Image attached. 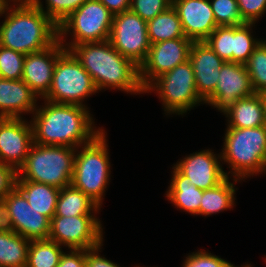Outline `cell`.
<instances>
[{"instance_id": "cell-4", "label": "cell", "mask_w": 266, "mask_h": 267, "mask_svg": "<svg viewBox=\"0 0 266 267\" xmlns=\"http://www.w3.org/2000/svg\"><path fill=\"white\" fill-rule=\"evenodd\" d=\"M220 152L230 168L227 177L242 181L266 174V125L255 128H226Z\"/></svg>"}, {"instance_id": "cell-19", "label": "cell", "mask_w": 266, "mask_h": 267, "mask_svg": "<svg viewBox=\"0 0 266 267\" xmlns=\"http://www.w3.org/2000/svg\"><path fill=\"white\" fill-rule=\"evenodd\" d=\"M173 7L192 41H205L218 27L209 0H179Z\"/></svg>"}, {"instance_id": "cell-37", "label": "cell", "mask_w": 266, "mask_h": 267, "mask_svg": "<svg viewBox=\"0 0 266 267\" xmlns=\"http://www.w3.org/2000/svg\"><path fill=\"white\" fill-rule=\"evenodd\" d=\"M239 12L246 23H256L266 13V0H237Z\"/></svg>"}, {"instance_id": "cell-8", "label": "cell", "mask_w": 266, "mask_h": 267, "mask_svg": "<svg viewBox=\"0 0 266 267\" xmlns=\"http://www.w3.org/2000/svg\"><path fill=\"white\" fill-rule=\"evenodd\" d=\"M152 92L157 93L164 114L168 116L177 114L183 117L186 112L205 103L197 93L194 71L189 60L159 76L144 90V93Z\"/></svg>"}, {"instance_id": "cell-23", "label": "cell", "mask_w": 266, "mask_h": 267, "mask_svg": "<svg viewBox=\"0 0 266 267\" xmlns=\"http://www.w3.org/2000/svg\"><path fill=\"white\" fill-rule=\"evenodd\" d=\"M15 187L25 196L28 204L49 220L56 212L60 189L44 183L16 180Z\"/></svg>"}, {"instance_id": "cell-36", "label": "cell", "mask_w": 266, "mask_h": 267, "mask_svg": "<svg viewBox=\"0 0 266 267\" xmlns=\"http://www.w3.org/2000/svg\"><path fill=\"white\" fill-rule=\"evenodd\" d=\"M170 5L165 0H131L130 10L148 22Z\"/></svg>"}, {"instance_id": "cell-12", "label": "cell", "mask_w": 266, "mask_h": 267, "mask_svg": "<svg viewBox=\"0 0 266 267\" xmlns=\"http://www.w3.org/2000/svg\"><path fill=\"white\" fill-rule=\"evenodd\" d=\"M97 216H53L49 240L68 249H90L104 242V228Z\"/></svg>"}, {"instance_id": "cell-32", "label": "cell", "mask_w": 266, "mask_h": 267, "mask_svg": "<svg viewBox=\"0 0 266 267\" xmlns=\"http://www.w3.org/2000/svg\"><path fill=\"white\" fill-rule=\"evenodd\" d=\"M217 26H238L246 22L239 12L237 0H209Z\"/></svg>"}, {"instance_id": "cell-18", "label": "cell", "mask_w": 266, "mask_h": 267, "mask_svg": "<svg viewBox=\"0 0 266 267\" xmlns=\"http://www.w3.org/2000/svg\"><path fill=\"white\" fill-rule=\"evenodd\" d=\"M189 61L193 67L197 93L205 102L215 91L220 69L225 61L205 41H193Z\"/></svg>"}, {"instance_id": "cell-13", "label": "cell", "mask_w": 266, "mask_h": 267, "mask_svg": "<svg viewBox=\"0 0 266 267\" xmlns=\"http://www.w3.org/2000/svg\"><path fill=\"white\" fill-rule=\"evenodd\" d=\"M193 41L186 37L151 44L145 62L139 67V80L145 90L156 78L189 60Z\"/></svg>"}, {"instance_id": "cell-31", "label": "cell", "mask_w": 266, "mask_h": 267, "mask_svg": "<svg viewBox=\"0 0 266 267\" xmlns=\"http://www.w3.org/2000/svg\"><path fill=\"white\" fill-rule=\"evenodd\" d=\"M32 0L57 26L87 0ZM46 7H44V4Z\"/></svg>"}, {"instance_id": "cell-26", "label": "cell", "mask_w": 266, "mask_h": 267, "mask_svg": "<svg viewBox=\"0 0 266 267\" xmlns=\"http://www.w3.org/2000/svg\"><path fill=\"white\" fill-rule=\"evenodd\" d=\"M30 240L0 224V267H26Z\"/></svg>"}, {"instance_id": "cell-24", "label": "cell", "mask_w": 266, "mask_h": 267, "mask_svg": "<svg viewBox=\"0 0 266 267\" xmlns=\"http://www.w3.org/2000/svg\"><path fill=\"white\" fill-rule=\"evenodd\" d=\"M233 182H231V180ZM242 180L226 177L220 184L214 188L203 190V196L200 202L199 215L211 216L216 213L224 212L225 210H233L236 205V184ZM221 211V212H220Z\"/></svg>"}, {"instance_id": "cell-33", "label": "cell", "mask_w": 266, "mask_h": 267, "mask_svg": "<svg viewBox=\"0 0 266 267\" xmlns=\"http://www.w3.org/2000/svg\"><path fill=\"white\" fill-rule=\"evenodd\" d=\"M205 42L221 59L232 62L233 26H218Z\"/></svg>"}, {"instance_id": "cell-25", "label": "cell", "mask_w": 266, "mask_h": 267, "mask_svg": "<svg viewBox=\"0 0 266 267\" xmlns=\"http://www.w3.org/2000/svg\"><path fill=\"white\" fill-rule=\"evenodd\" d=\"M100 209L88 195L68 185L60 189L54 216H96Z\"/></svg>"}, {"instance_id": "cell-38", "label": "cell", "mask_w": 266, "mask_h": 267, "mask_svg": "<svg viewBox=\"0 0 266 267\" xmlns=\"http://www.w3.org/2000/svg\"><path fill=\"white\" fill-rule=\"evenodd\" d=\"M17 171L0 162V202L15 187Z\"/></svg>"}, {"instance_id": "cell-6", "label": "cell", "mask_w": 266, "mask_h": 267, "mask_svg": "<svg viewBox=\"0 0 266 267\" xmlns=\"http://www.w3.org/2000/svg\"><path fill=\"white\" fill-rule=\"evenodd\" d=\"M76 148L33 143L16 180L44 183L62 189L71 185Z\"/></svg>"}, {"instance_id": "cell-14", "label": "cell", "mask_w": 266, "mask_h": 267, "mask_svg": "<svg viewBox=\"0 0 266 267\" xmlns=\"http://www.w3.org/2000/svg\"><path fill=\"white\" fill-rule=\"evenodd\" d=\"M254 93L246 66L225 61L220 69L215 91L205 104L223 114L237 100L252 96Z\"/></svg>"}, {"instance_id": "cell-9", "label": "cell", "mask_w": 266, "mask_h": 267, "mask_svg": "<svg viewBox=\"0 0 266 267\" xmlns=\"http://www.w3.org/2000/svg\"><path fill=\"white\" fill-rule=\"evenodd\" d=\"M98 90L88 72L70 50L57 59L52 84L42 98L58 104H74L89 108L85 101Z\"/></svg>"}, {"instance_id": "cell-40", "label": "cell", "mask_w": 266, "mask_h": 267, "mask_svg": "<svg viewBox=\"0 0 266 267\" xmlns=\"http://www.w3.org/2000/svg\"><path fill=\"white\" fill-rule=\"evenodd\" d=\"M63 252L57 267H85V249H67Z\"/></svg>"}, {"instance_id": "cell-27", "label": "cell", "mask_w": 266, "mask_h": 267, "mask_svg": "<svg viewBox=\"0 0 266 267\" xmlns=\"http://www.w3.org/2000/svg\"><path fill=\"white\" fill-rule=\"evenodd\" d=\"M147 32L151 44L186 37L178 13L173 6L149 20Z\"/></svg>"}, {"instance_id": "cell-21", "label": "cell", "mask_w": 266, "mask_h": 267, "mask_svg": "<svg viewBox=\"0 0 266 267\" xmlns=\"http://www.w3.org/2000/svg\"><path fill=\"white\" fill-rule=\"evenodd\" d=\"M222 115L227 118L226 128H255L266 125V104L263 94L237 100Z\"/></svg>"}, {"instance_id": "cell-2", "label": "cell", "mask_w": 266, "mask_h": 267, "mask_svg": "<svg viewBox=\"0 0 266 267\" xmlns=\"http://www.w3.org/2000/svg\"><path fill=\"white\" fill-rule=\"evenodd\" d=\"M0 16V45L24 55L42 51L58 40V26L32 1L5 2Z\"/></svg>"}, {"instance_id": "cell-17", "label": "cell", "mask_w": 266, "mask_h": 267, "mask_svg": "<svg viewBox=\"0 0 266 267\" xmlns=\"http://www.w3.org/2000/svg\"><path fill=\"white\" fill-rule=\"evenodd\" d=\"M65 50L57 40L52 46L42 51L25 55L22 80L39 99L48 93L56 61Z\"/></svg>"}, {"instance_id": "cell-46", "label": "cell", "mask_w": 266, "mask_h": 267, "mask_svg": "<svg viewBox=\"0 0 266 267\" xmlns=\"http://www.w3.org/2000/svg\"><path fill=\"white\" fill-rule=\"evenodd\" d=\"M264 95V98H265V104H266V93L265 94H263Z\"/></svg>"}, {"instance_id": "cell-5", "label": "cell", "mask_w": 266, "mask_h": 267, "mask_svg": "<svg viewBox=\"0 0 266 267\" xmlns=\"http://www.w3.org/2000/svg\"><path fill=\"white\" fill-rule=\"evenodd\" d=\"M107 141L104 130L91 143L76 148L71 179V185L88 195L100 208L111 180Z\"/></svg>"}, {"instance_id": "cell-1", "label": "cell", "mask_w": 266, "mask_h": 267, "mask_svg": "<svg viewBox=\"0 0 266 267\" xmlns=\"http://www.w3.org/2000/svg\"><path fill=\"white\" fill-rule=\"evenodd\" d=\"M42 100L43 105H37L30 119L34 143L78 148L104 131L95 126L89 108Z\"/></svg>"}, {"instance_id": "cell-41", "label": "cell", "mask_w": 266, "mask_h": 267, "mask_svg": "<svg viewBox=\"0 0 266 267\" xmlns=\"http://www.w3.org/2000/svg\"><path fill=\"white\" fill-rule=\"evenodd\" d=\"M113 14L130 10L131 0H99Z\"/></svg>"}, {"instance_id": "cell-42", "label": "cell", "mask_w": 266, "mask_h": 267, "mask_svg": "<svg viewBox=\"0 0 266 267\" xmlns=\"http://www.w3.org/2000/svg\"><path fill=\"white\" fill-rule=\"evenodd\" d=\"M4 2H30L32 0H3Z\"/></svg>"}, {"instance_id": "cell-16", "label": "cell", "mask_w": 266, "mask_h": 267, "mask_svg": "<svg viewBox=\"0 0 266 267\" xmlns=\"http://www.w3.org/2000/svg\"><path fill=\"white\" fill-rule=\"evenodd\" d=\"M173 165L192 185L202 190L214 188L227 177L220 153L214 154L210 148L185 155Z\"/></svg>"}, {"instance_id": "cell-28", "label": "cell", "mask_w": 266, "mask_h": 267, "mask_svg": "<svg viewBox=\"0 0 266 267\" xmlns=\"http://www.w3.org/2000/svg\"><path fill=\"white\" fill-rule=\"evenodd\" d=\"M58 243L47 240H31L26 267H57L64 250Z\"/></svg>"}, {"instance_id": "cell-44", "label": "cell", "mask_w": 266, "mask_h": 267, "mask_svg": "<svg viewBox=\"0 0 266 267\" xmlns=\"http://www.w3.org/2000/svg\"><path fill=\"white\" fill-rule=\"evenodd\" d=\"M232 267H238V266H235V264H234ZM239 267H253V266H252L250 263H249V264L246 263V264L241 265V266H239Z\"/></svg>"}, {"instance_id": "cell-3", "label": "cell", "mask_w": 266, "mask_h": 267, "mask_svg": "<svg viewBox=\"0 0 266 267\" xmlns=\"http://www.w3.org/2000/svg\"><path fill=\"white\" fill-rule=\"evenodd\" d=\"M70 51L91 76L98 92L112 89L131 95L144 94L139 67L113 48L109 40L81 43Z\"/></svg>"}, {"instance_id": "cell-29", "label": "cell", "mask_w": 266, "mask_h": 267, "mask_svg": "<svg viewBox=\"0 0 266 267\" xmlns=\"http://www.w3.org/2000/svg\"><path fill=\"white\" fill-rule=\"evenodd\" d=\"M256 23L233 26L232 62L246 64L255 47L262 38H255L253 28Z\"/></svg>"}, {"instance_id": "cell-34", "label": "cell", "mask_w": 266, "mask_h": 267, "mask_svg": "<svg viewBox=\"0 0 266 267\" xmlns=\"http://www.w3.org/2000/svg\"><path fill=\"white\" fill-rule=\"evenodd\" d=\"M24 59V54L0 45V78L22 79Z\"/></svg>"}, {"instance_id": "cell-15", "label": "cell", "mask_w": 266, "mask_h": 267, "mask_svg": "<svg viewBox=\"0 0 266 267\" xmlns=\"http://www.w3.org/2000/svg\"><path fill=\"white\" fill-rule=\"evenodd\" d=\"M32 125L26 118H0V162L16 171L33 145Z\"/></svg>"}, {"instance_id": "cell-30", "label": "cell", "mask_w": 266, "mask_h": 267, "mask_svg": "<svg viewBox=\"0 0 266 267\" xmlns=\"http://www.w3.org/2000/svg\"><path fill=\"white\" fill-rule=\"evenodd\" d=\"M255 93H266V40L264 38L255 47L245 64Z\"/></svg>"}, {"instance_id": "cell-43", "label": "cell", "mask_w": 266, "mask_h": 267, "mask_svg": "<svg viewBox=\"0 0 266 267\" xmlns=\"http://www.w3.org/2000/svg\"><path fill=\"white\" fill-rule=\"evenodd\" d=\"M170 6H174L179 0H165Z\"/></svg>"}, {"instance_id": "cell-11", "label": "cell", "mask_w": 266, "mask_h": 267, "mask_svg": "<svg viewBox=\"0 0 266 267\" xmlns=\"http://www.w3.org/2000/svg\"><path fill=\"white\" fill-rule=\"evenodd\" d=\"M109 41L122 56L140 67L151 46L147 22L131 10L115 14Z\"/></svg>"}, {"instance_id": "cell-39", "label": "cell", "mask_w": 266, "mask_h": 267, "mask_svg": "<svg viewBox=\"0 0 266 267\" xmlns=\"http://www.w3.org/2000/svg\"><path fill=\"white\" fill-rule=\"evenodd\" d=\"M103 245L104 244L101 243L96 247L86 249L85 267H122L119 264H116L115 262L107 259L106 257L101 256L99 252H101ZM136 267L141 266L136 265Z\"/></svg>"}, {"instance_id": "cell-7", "label": "cell", "mask_w": 266, "mask_h": 267, "mask_svg": "<svg viewBox=\"0 0 266 267\" xmlns=\"http://www.w3.org/2000/svg\"><path fill=\"white\" fill-rule=\"evenodd\" d=\"M113 17L99 0H87L59 24L58 40L66 50L81 43L107 41Z\"/></svg>"}, {"instance_id": "cell-45", "label": "cell", "mask_w": 266, "mask_h": 267, "mask_svg": "<svg viewBox=\"0 0 266 267\" xmlns=\"http://www.w3.org/2000/svg\"><path fill=\"white\" fill-rule=\"evenodd\" d=\"M4 3L5 2L3 0H0V14H1V10H2V7H3Z\"/></svg>"}, {"instance_id": "cell-10", "label": "cell", "mask_w": 266, "mask_h": 267, "mask_svg": "<svg viewBox=\"0 0 266 267\" xmlns=\"http://www.w3.org/2000/svg\"><path fill=\"white\" fill-rule=\"evenodd\" d=\"M0 224L28 240H47L50 220L33 209L14 187L0 202Z\"/></svg>"}, {"instance_id": "cell-20", "label": "cell", "mask_w": 266, "mask_h": 267, "mask_svg": "<svg viewBox=\"0 0 266 267\" xmlns=\"http://www.w3.org/2000/svg\"><path fill=\"white\" fill-rule=\"evenodd\" d=\"M39 97L22 80L0 78V118H25L37 108Z\"/></svg>"}, {"instance_id": "cell-22", "label": "cell", "mask_w": 266, "mask_h": 267, "mask_svg": "<svg viewBox=\"0 0 266 267\" xmlns=\"http://www.w3.org/2000/svg\"><path fill=\"white\" fill-rule=\"evenodd\" d=\"M171 173L170 185L165 193L168 202H171L177 210L198 216L203 190L192 185L190 179L175 166H172Z\"/></svg>"}, {"instance_id": "cell-35", "label": "cell", "mask_w": 266, "mask_h": 267, "mask_svg": "<svg viewBox=\"0 0 266 267\" xmlns=\"http://www.w3.org/2000/svg\"><path fill=\"white\" fill-rule=\"evenodd\" d=\"M182 261V267H232L230 261L206 250L188 253Z\"/></svg>"}]
</instances>
